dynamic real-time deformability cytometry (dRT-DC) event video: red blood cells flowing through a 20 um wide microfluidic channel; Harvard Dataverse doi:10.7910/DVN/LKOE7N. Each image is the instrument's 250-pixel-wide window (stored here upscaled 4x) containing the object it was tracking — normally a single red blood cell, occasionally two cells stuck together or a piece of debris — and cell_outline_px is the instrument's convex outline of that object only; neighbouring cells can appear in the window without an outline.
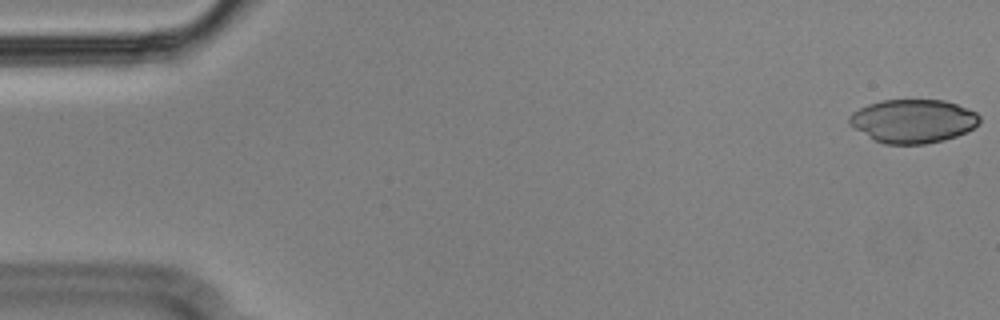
{"species": "Egyptian fruit bat (a non-hibernating species)", "species_latin": "Rousettus aegyptiacus", "temperature_condition": "cold", "stored_images_in_passage": 55, "camera_frame_rate_fps": 3000, "um_per_image_px": 0.085, "animal": {"sex": "male"}, "frame": {"image": 1, "passage_image": 1, "time_ms": 0.0, "image_size_px": [1000, 320], "cell_outline_px": [[980, 120], [972, 128], [956, 136], [944, 140], [924, 144], [884, 144], [876, 140], [848, 124], [848, 116], [852, 112], [868, 104], [880, 100], [944, 100], [968, 108], [976, 112], [980, 116]], "centroid_in_image_um": [77.59, 10.28], "position_along_channel_um": 7.4, "area_um2": 32.89}}